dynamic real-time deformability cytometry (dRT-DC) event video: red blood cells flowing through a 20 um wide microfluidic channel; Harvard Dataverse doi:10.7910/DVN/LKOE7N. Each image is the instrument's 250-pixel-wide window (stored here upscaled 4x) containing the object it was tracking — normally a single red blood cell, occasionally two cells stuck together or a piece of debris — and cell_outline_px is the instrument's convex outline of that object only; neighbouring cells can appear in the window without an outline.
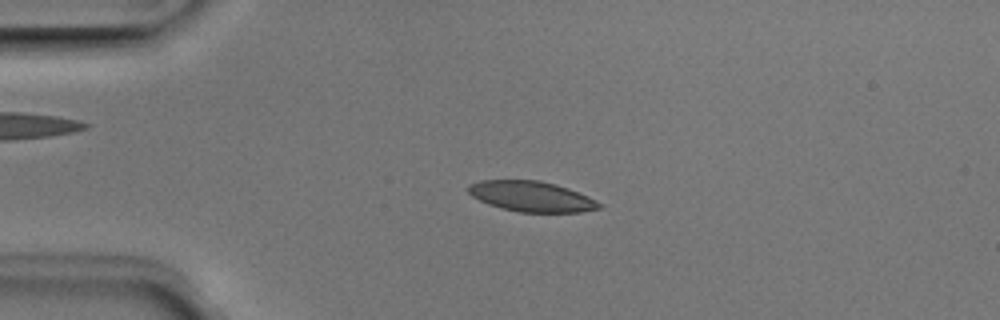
{"species": "Egyptian fruit bat (a non-hibernating species)", "species_latin": "Rousettus aegyptiacus", "temperature_condition": "room temperature", "stored_images_in_passage": 39, "camera_frame_rate_fps": 3000, "um_per_image_px": 0.085, "animal": {"sex": "male"}, "frame": {"image": 1, "passage_image": 7, "time_ms": 2.0, "image_size_px": [1000, 320], "cell_outline_px": [[604, 204], [600, 208], [580, 212], [520, 212], [488, 204], [472, 196], [468, 192], [468, 184], [480, 180], [540, 180], [556, 184], [568, 188], [588, 196]], "centroid_in_image_um": [45.19, 16.69], "position_along_channel_um": 39.8, "area_um2": 23.18}}
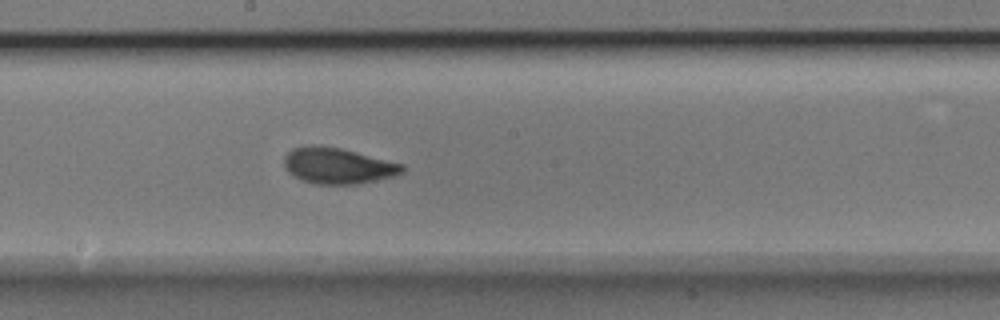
{"frame": {"image": 2, "passage_image": 23, "time_ms": 7.333, "image_size_px": [1000, 320], "cell_outline_px": [[404, 172], [392, 176], [356, 184], [316, 184], [300, 180], [288, 172], [284, 168], [284, 156], [292, 148], [308, 144], [320, 144], [340, 148], [404, 164]], "centroid_in_image_um": [28.65, 14.07], "position_along_channel_um": 219.5, "area_um2": 24.91}}
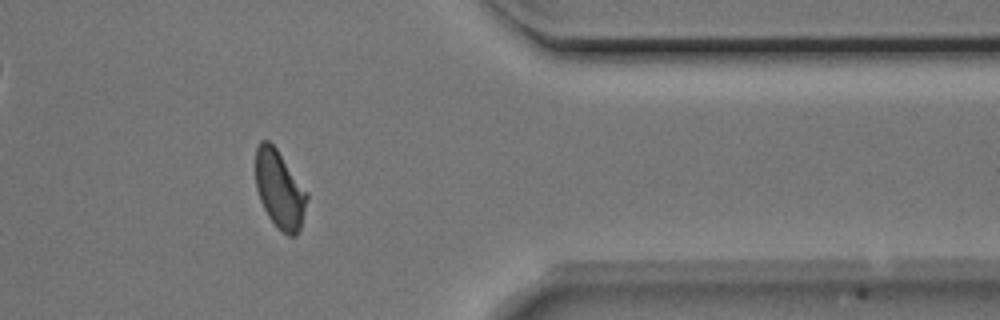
{"frame": {"image": 3, "passage_image": 37, "time_ms": 12.0, "image_size_px": [1000, 320], "cell_outline_px": [[308, 196], [300, 228], [296, 236], [288, 236], [280, 232], [276, 228], [268, 216], [260, 200], [256, 188], [256, 148], [260, 140], [268, 140], [276, 148], [308, 192]], "centroid_in_image_um": [23.76, 16.13], "position_along_channel_um": 387.6, "area_um2": 23.35}, "authors_computed_cell_mechanics": {"area_um2": 24.0448, "velocity_mm_per_s": 3.9472, "shape_relaxation_time_tau1_ms": 2.7883, "shape_relaxation_time_tau2_ms": 1.005, "deformation_change_tau1": 0.1423, "deformation_change_tau2": 0.073}}